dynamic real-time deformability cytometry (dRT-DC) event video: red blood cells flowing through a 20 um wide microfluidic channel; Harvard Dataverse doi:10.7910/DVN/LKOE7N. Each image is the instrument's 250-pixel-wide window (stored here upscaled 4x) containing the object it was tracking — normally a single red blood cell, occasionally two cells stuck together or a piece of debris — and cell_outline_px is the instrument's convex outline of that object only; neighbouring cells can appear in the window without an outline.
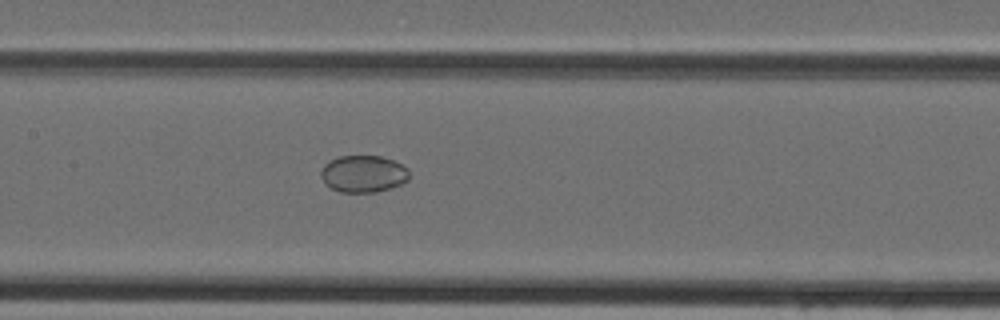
{"species": "Egyptian fruit bat (a non-hibernating species)", "species_latin": "Rousettus aegyptiacus", "temperature_condition": "cold", "stored_images_in_passage": 34, "camera_frame_rate_fps": 3000, "um_per_image_px": 0.085, "animal": {"sex": "female"}, "frame": {"image": 1, "passage_image": 13, "time_ms": 4.0, "image_size_px": [1000, 320], "cell_outline_px": [[408, 180], [392, 188], [376, 192], [340, 192], [324, 184], [320, 176], [320, 172], [324, 164], [340, 156], [380, 156], [392, 160], [408, 168]], "centroid_in_image_um": [30.86, 14.79], "position_along_channel_um": 176.5, "area_um2": 19.02}}
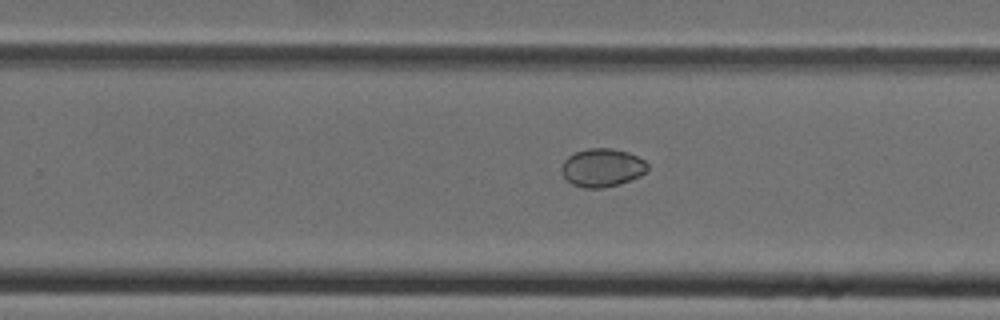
{"frame": {"image": 2, "passage_image": 20, "time_ms": 6.333, "image_size_px": [1000, 320], "cell_outline_px": [[648, 168], [640, 176], [620, 184], [600, 188], [584, 188], [572, 184], [564, 176], [560, 168], [564, 160], [568, 156], [576, 152], [588, 148], [612, 148], [628, 152], [644, 160], [648, 164]], "centroid_in_image_um": [51.18, 14.25], "position_along_channel_um": 278.6, "area_um2": 19.13}}
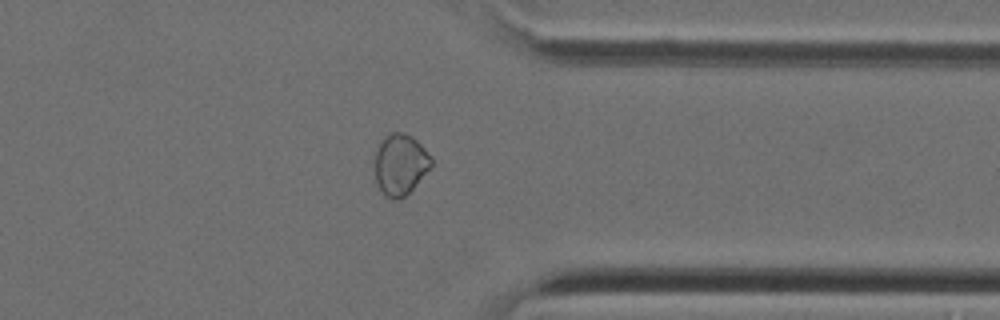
{"frame": {"image": 3, "passage_image": 27, "time_ms": 8.667, "image_size_px": [1000, 320], "cell_outline_px": [[432, 168], [400, 200], [396, 200], [384, 196], [376, 180], [376, 152], [380, 144], [392, 132], [400, 132], [412, 136], [432, 156]], "centroid_in_image_um": [34.07, 14.0], "position_along_channel_um": 377.3, "area_um2": 19.77}}